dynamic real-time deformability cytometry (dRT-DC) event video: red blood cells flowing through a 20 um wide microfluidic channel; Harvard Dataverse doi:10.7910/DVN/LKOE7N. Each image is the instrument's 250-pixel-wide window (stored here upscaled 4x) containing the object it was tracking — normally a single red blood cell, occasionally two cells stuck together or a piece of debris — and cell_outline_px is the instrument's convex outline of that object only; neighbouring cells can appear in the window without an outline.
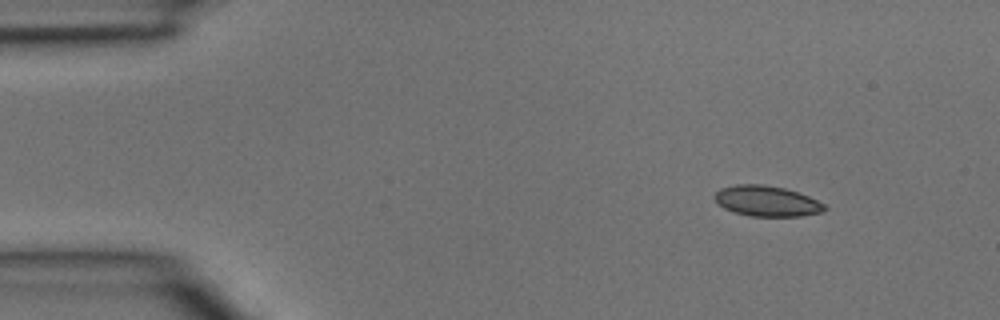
{"species": "common noctule bat (a hibernating species)", "species_latin": "Nyctalus noctula", "temperature_condition": "room temperature", "stored_images_in_passage": 3, "camera_frame_rate_fps": 3000, "um_per_image_px": 0.085, "animal": {"sex": "male", "body_mass_g": 15.6}, "frame": {"image": 1, "passage_image": 1, "time_ms": 0.0, "image_size_px": [1000, 320], "cell_outline_px": [[828, 208], [824, 212], [800, 216], [748, 216], [732, 212], [724, 208], [716, 200], [716, 192], [720, 188], [736, 184], [764, 184], [784, 188], [808, 196], [824, 204]], "centroid_in_image_um": [65.19, 17.09], "position_along_channel_um": 19.8, "area_um2": 19.54}}
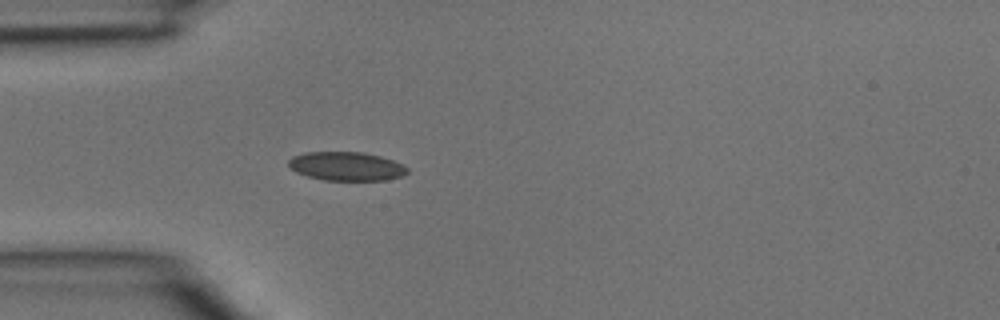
{"frame": {"image": 2, "passage_image": 3, "time_ms": 0.667, "image_size_px": [1000, 320], "cell_outline_px": [[408, 172], [404, 176], [388, 180], [324, 180], [308, 176], [296, 172], [288, 168], [288, 160], [292, 156], [304, 152], [364, 152], [380, 156], [404, 164], [408, 168]], "centroid_in_image_um": [29.45, 14.13], "position_along_channel_um": 55.6, "area_um2": 20.17}}